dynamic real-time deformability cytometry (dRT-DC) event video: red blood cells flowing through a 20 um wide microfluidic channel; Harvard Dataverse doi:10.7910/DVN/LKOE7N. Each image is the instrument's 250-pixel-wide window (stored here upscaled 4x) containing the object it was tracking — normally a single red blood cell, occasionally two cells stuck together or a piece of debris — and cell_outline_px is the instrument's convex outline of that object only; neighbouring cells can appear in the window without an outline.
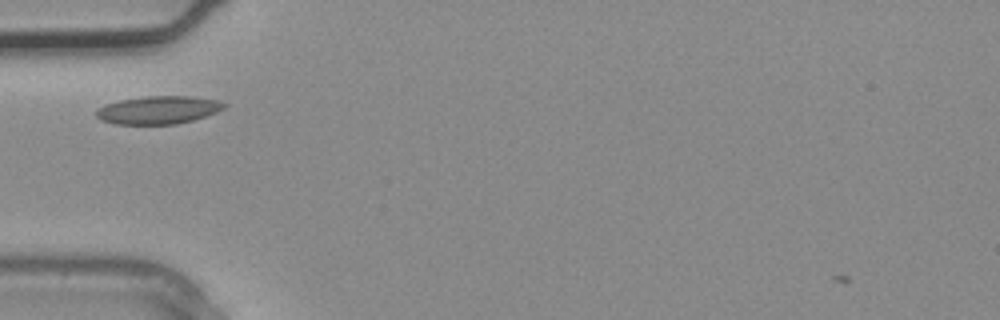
{"species": "common noctule bat (a hibernating species)", "species_latin": "Nyctalus noctula", "temperature_condition": "warm", "stored_images_in_passage": 2, "camera_frame_rate_fps": 3000, "um_per_image_px": 0.085, "animal": {"sex": "male", "body_mass_g": 20.4}, "frame": {"image": 1, "passage_image": 2, "time_ms": 0.333, "image_size_px": [1000, 320], "cell_outline_px": [[228, 104], [224, 108], [216, 112], [192, 120], [176, 124], [116, 124], [100, 120], [96, 116], [96, 108], [104, 104], [120, 100], [144, 96], [192, 96], [220, 100]], "centroid_in_image_um": [13.44, 9.34], "position_along_channel_um": 71.6, "area_um2": 20.98}}